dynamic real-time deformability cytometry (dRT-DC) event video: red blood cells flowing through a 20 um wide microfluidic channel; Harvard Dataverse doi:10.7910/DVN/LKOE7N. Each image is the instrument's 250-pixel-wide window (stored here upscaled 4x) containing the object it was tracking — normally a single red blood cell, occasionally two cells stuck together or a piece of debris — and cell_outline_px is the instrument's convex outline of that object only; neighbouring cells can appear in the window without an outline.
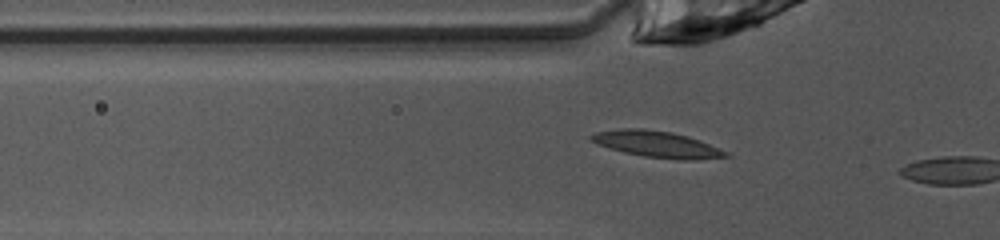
{"species": "common noctule bat (a hibernating species)", "species_latin": "Nyctalus noctula", "temperature_condition": "warm", "stored_images_in_passage": 6, "camera_frame_rate_fps": 3000, "um_per_image_px": 0.085, "animal": {"sex": "female", "body_mass_g": 10.0, "forearm_length_mm": 53.1}, "frame": {"image": 1, "passage_image": 5, "time_ms": 1.333, "image_size_px": [1000, 240], "cell_outline_px": [[732, 156], [696, 160], [680, 160], [644, 156], [624, 152], [596, 144], [588, 140], [588, 136], [596, 132], [620, 128], [644, 128], [672, 132], [688, 136], [728, 152]], "centroid_in_image_um": [55.81, 12.25], "position_along_channel_um": 70.0, "area_um2": 20.75}}